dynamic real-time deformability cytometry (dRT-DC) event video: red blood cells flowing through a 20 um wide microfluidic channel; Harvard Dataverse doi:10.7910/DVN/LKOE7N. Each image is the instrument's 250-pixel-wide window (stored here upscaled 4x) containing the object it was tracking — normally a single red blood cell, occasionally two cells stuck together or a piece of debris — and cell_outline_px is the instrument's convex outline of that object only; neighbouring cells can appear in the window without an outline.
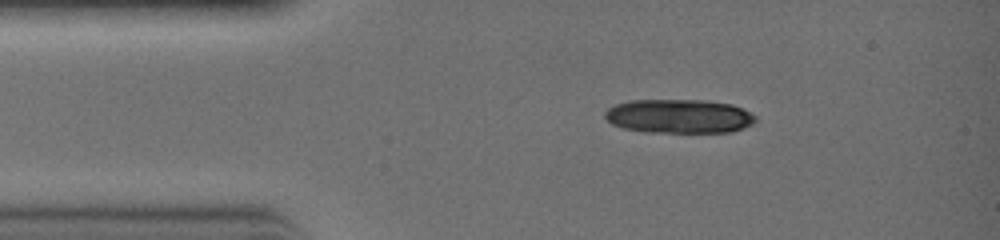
{"species": "common noctule bat (a hibernating species)", "species_latin": "Nyctalus noctula", "temperature_condition": "warm", "stored_images_in_passage": 12, "camera_frame_rate_fps": 3000, "um_per_image_px": 0.085, "animal": {"sex": "female", "body_mass_g": 19.0, "forearm_length_mm": 51.5}, "frame": {"image": 1, "passage_image": 1, "time_ms": 0.0, "image_size_px": [1000, 240], "cell_outline_px": [[756, 120], [752, 124], [744, 128], [732, 132], [644, 132], [624, 128], [612, 124], [604, 116], [604, 112], [608, 108], [616, 104], [632, 100], [700, 100], [732, 104], [756, 116]], "centroid_in_image_um": [57.7, 9.88], "position_along_channel_um": 27.3, "area_um2": 29.77}}